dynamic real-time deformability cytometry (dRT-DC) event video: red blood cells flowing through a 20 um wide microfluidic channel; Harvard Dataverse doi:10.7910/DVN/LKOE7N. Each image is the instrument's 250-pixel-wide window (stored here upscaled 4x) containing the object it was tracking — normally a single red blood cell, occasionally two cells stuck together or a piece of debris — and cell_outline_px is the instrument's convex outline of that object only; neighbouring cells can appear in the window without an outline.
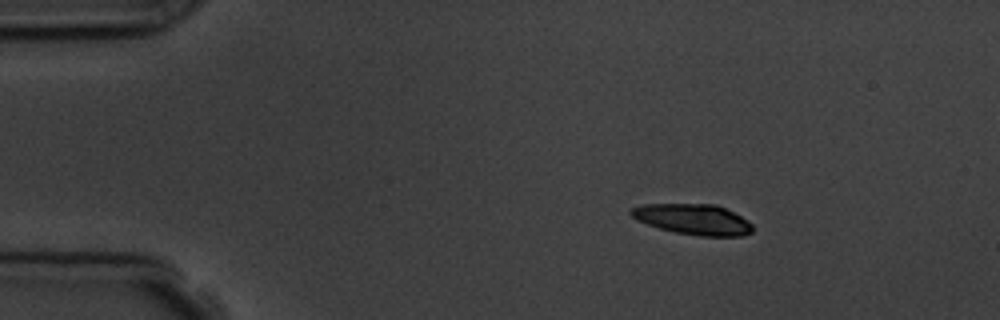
{"species": "common noctule bat (a hibernating species)", "species_latin": "Nyctalus noctula", "temperature_condition": "room temperature", "stored_images_in_passage": 4, "segment_of_instrument_passage": [1, 2], "camera_frame_rate_fps": 3000, "um_per_image_px": 0.085, "animal": {"sex": "male", "body_mass_g": 19.5, "forearm_length_mm": 54.6}, "frame": {"image": 1, "passage_image": 1, "time_ms": 0.0, "image_size_px": [1000, 320], "cell_outline_px": [[752, 232], [740, 236], [700, 236], [676, 232], [660, 228], [636, 220], [628, 212], [632, 208], [640, 204], [716, 204], [748, 220], [752, 224]], "centroid_in_image_um": [58.9, 18.64], "position_along_channel_um": 26.1, "area_um2": 21.56}}